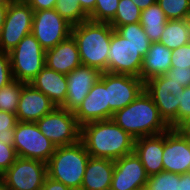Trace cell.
Segmentation results:
<instances>
[{"instance_id":"obj_28","label":"cell","mask_w":190,"mask_h":190,"mask_svg":"<svg viewBox=\"0 0 190 190\" xmlns=\"http://www.w3.org/2000/svg\"><path fill=\"white\" fill-rule=\"evenodd\" d=\"M54 9L72 26L89 20L77 0H57Z\"/></svg>"},{"instance_id":"obj_24","label":"cell","mask_w":190,"mask_h":190,"mask_svg":"<svg viewBox=\"0 0 190 190\" xmlns=\"http://www.w3.org/2000/svg\"><path fill=\"white\" fill-rule=\"evenodd\" d=\"M167 21L157 2L141 10L140 24L151 42H159Z\"/></svg>"},{"instance_id":"obj_42","label":"cell","mask_w":190,"mask_h":190,"mask_svg":"<svg viewBox=\"0 0 190 190\" xmlns=\"http://www.w3.org/2000/svg\"><path fill=\"white\" fill-rule=\"evenodd\" d=\"M176 129L184 136L190 139V115L186 117Z\"/></svg>"},{"instance_id":"obj_20","label":"cell","mask_w":190,"mask_h":190,"mask_svg":"<svg viewBox=\"0 0 190 190\" xmlns=\"http://www.w3.org/2000/svg\"><path fill=\"white\" fill-rule=\"evenodd\" d=\"M133 152L140 159L148 176L164 171L163 133L135 139Z\"/></svg>"},{"instance_id":"obj_36","label":"cell","mask_w":190,"mask_h":190,"mask_svg":"<svg viewBox=\"0 0 190 190\" xmlns=\"http://www.w3.org/2000/svg\"><path fill=\"white\" fill-rule=\"evenodd\" d=\"M165 75L169 79L180 83L183 87L190 86V67H171Z\"/></svg>"},{"instance_id":"obj_19","label":"cell","mask_w":190,"mask_h":190,"mask_svg":"<svg viewBox=\"0 0 190 190\" xmlns=\"http://www.w3.org/2000/svg\"><path fill=\"white\" fill-rule=\"evenodd\" d=\"M45 65L64 75L82 65L77 44L72 36L46 50Z\"/></svg>"},{"instance_id":"obj_45","label":"cell","mask_w":190,"mask_h":190,"mask_svg":"<svg viewBox=\"0 0 190 190\" xmlns=\"http://www.w3.org/2000/svg\"><path fill=\"white\" fill-rule=\"evenodd\" d=\"M187 26H188V32H189V38H190V14L185 18Z\"/></svg>"},{"instance_id":"obj_21","label":"cell","mask_w":190,"mask_h":190,"mask_svg":"<svg viewBox=\"0 0 190 190\" xmlns=\"http://www.w3.org/2000/svg\"><path fill=\"white\" fill-rule=\"evenodd\" d=\"M30 84L51 99L56 107H61L65 103L68 86L66 75L45 65Z\"/></svg>"},{"instance_id":"obj_18","label":"cell","mask_w":190,"mask_h":190,"mask_svg":"<svg viewBox=\"0 0 190 190\" xmlns=\"http://www.w3.org/2000/svg\"><path fill=\"white\" fill-rule=\"evenodd\" d=\"M55 108L56 105L51 99L30 83L25 84L21 90L16 110L17 120L19 122H36Z\"/></svg>"},{"instance_id":"obj_3","label":"cell","mask_w":190,"mask_h":190,"mask_svg":"<svg viewBox=\"0 0 190 190\" xmlns=\"http://www.w3.org/2000/svg\"><path fill=\"white\" fill-rule=\"evenodd\" d=\"M111 119L135 139L161 134L171 128L145 89L129 105L116 111Z\"/></svg>"},{"instance_id":"obj_47","label":"cell","mask_w":190,"mask_h":190,"mask_svg":"<svg viewBox=\"0 0 190 190\" xmlns=\"http://www.w3.org/2000/svg\"><path fill=\"white\" fill-rule=\"evenodd\" d=\"M0 190H6L5 187H4V184L3 182L0 180Z\"/></svg>"},{"instance_id":"obj_40","label":"cell","mask_w":190,"mask_h":190,"mask_svg":"<svg viewBox=\"0 0 190 190\" xmlns=\"http://www.w3.org/2000/svg\"><path fill=\"white\" fill-rule=\"evenodd\" d=\"M80 7L82 8L83 12L89 16L94 8H95V4H96V0H77Z\"/></svg>"},{"instance_id":"obj_26","label":"cell","mask_w":190,"mask_h":190,"mask_svg":"<svg viewBox=\"0 0 190 190\" xmlns=\"http://www.w3.org/2000/svg\"><path fill=\"white\" fill-rule=\"evenodd\" d=\"M25 84L13 79L0 89V111L16 114L21 90Z\"/></svg>"},{"instance_id":"obj_25","label":"cell","mask_w":190,"mask_h":190,"mask_svg":"<svg viewBox=\"0 0 190 190\" xmlns=\"http://www.w3.org/2000/svg\"><path fill=\"white\" fill-rule=\"evenodd\" d=\"M159 43L170 50L190 43L188 26L185 19L168 20L162 32Z\"/></svg>"},{"instance_id":"obj_10","label":"cell","mask_w":190,"mask_h":190,"mask_svg":"<svg viewBox=\"0 0 190 190\" xmlns=\"http://www.w3.org/2000/svg\"><path fill=\"white\" fill-rule=\"evenodd\" d=\"M33 9L24 0H14L8 7L0 32V50L9 53L32 33Z\"/></svg>"},{"instance_id":"obj_44","label":"cell","mask_w":190,"mask_h":190,"mask_svg":"<svg viewBox=\"0 0 190 190\" xmlns=\"http://www.w3.org/2000/svg\"><path fill=\"white\" fill-rule=\"evenodd\" d=\"M10 4H0V32L5 22L6 13Z\"/></svg>"},{"instance_id":"obj_41","label":"cell","mask_w":190,"mask_h":190,"mask_svg":"<svg viewBox=\"0 0 190 190\" xmlns=\"http://www.w3.org/2000/svg\"><path fill=\"white\" fill-rule=\"evenodd\" d=\"M178 190H190V173L178 174Z\"/></svg>"},{"instance_id":"obj_22","label":"cell","mask_w":190,"mask_h":190,"mask_svg":"<svg viewBox=\"0 0 190 190\" xmlns=\"http://www.w3.org/2000/svg\"><path fill=\"white\" fill-rule=\"evenodd\" d=\"M114 160L90 157L80 190H110Z\"/></svg>"},{"instance_id":"obj_27","label":"cell","mask_w":190,"mask_h":190,"mask_svg":"<svg viewBox=\"0 0 190 190\" xmlns=\"http://www.w3.org/2000/svg\"><path fill=\"white\" fill-rule=\"evenodd\" d=\"M140 16L141 9L136 6L132 0H119L116 14L109 24L115 30L119 26L130 23H139Z\"/></svg>"},{"instance_id":"obj_14","label":"cell","mask_w":190,"mask_h":190,"mask_svg":"<svg viewBox=\"0 0 190 190\" xmlns=\"http://www.w3.org/2000/svg\"><path fill=\"white\" fill-rule=\"evenodd\" d=\"M162 163L166 172L190 173V139L176 128L163 133Z\"/></svg>"},{"instance_id":"obj_30","label":"cell","mask_w":190,"mask_h":190,"mask_svg":"<svg viewBox=\"0 0 190 190\" xmlns=\"http://www.w3.org/2000/svg\"><path fill=\"white\" fill-rule=\"evenodd\" d=\"M168 20L185 19L190 14V0H157Z\"/></svg>"},{"instance_id":"obj_4","label":"cell","mask_w":190,"mask_h":190,"mask_svg":"<svg viewBox=\"0 0 190 190\" xmlns=\"http://www.w3.org/2000/svg\"><path fill=\"white\" fill-rule=\"evenodd\" d=\"M114 28L109 23L84 21L72 27L81 64L108 72V52Z\"/></svg>"},{"instance_id":"obj_16","label":"cell","mask_w":190,"mask_h":190,"mask_svg":"<svg viewBox=\"0 0 190 190\" xmlns=\"http://www.w3.org/2000/svg\"><path fill=\"white\" fill-rule=\"evenodd\" d=\"M111 190H145L148 175L133 152L114 160Z\"/></svg>"},{"instance_id":"obj_7","label":"cell","mask_w":190,"mask_h":190,"mask_svg":"<svg viewBox=\"0 0 190 190\" xmlns=\"http://www.w3.org/2000/svg\"><path fill=\"white\" fill-rule=\"evenodd\" d=\"M145 91L152 97L161 117L171 127L178 126V108L184 87L166 75L144 82Z\"/></svg>"},{"instance_id":"obj_13","label":"cell","mask_w":190,"mask_h":190,"mask_svg":"<svg viewBox=\"0 0 190 190\" xmlns=\"http://www.w3.org/2000/svg\"><path fill=\"white\" fill-rule=\"evenodd\" d=\"M106 90L109 103V119L129 105L144 90V81L136 76L106 72Z\"/></svg>"},{"instance_id":"obj_15","label":"cell","mask_w":190,"mask_h":190,"mask_svg":"<svg viewBox=\"0 0 190 190\" xmlns=\"http://www.w3.org/2000/svg\"><path fill=\"white\" fill-rule=\"evenodd\" d=\"M73 113L81 127L90 122L109 120L106 72L101 73L100 78Z\"/></svg>"},{"instance_id":"obj_8","label":"cell","mask_w":190,"mask_h":190,"mask_svg":"<svg viewBox=\"0 0 190 190\" xmlns=\"http://www.w3.org/2000/svg\"><path fill=\"white\" fill-rule=\"evenodd\" d=\"M39 130L56 146H68L80 141L81 126L72 111L56 107L36 121Z\"/></svg>"},{"instance_id":"obj_29","label":"cell","mask_w":190,"mask_h":190,"mask_svg":"<svg viewBox=\"0 0 190 190\" xmlns=\"http://www.w3.org/2000/svg\"><path fill=\"white\" fill-rule=\"evenodd\" d=\"M145 190H178V174L162 171L150 175Z\"/></svg>"},{"instance_id":"obj_39","label":"cell","mask_w":190,"mask_h":190,"mask_svg":"<svg viewBox=\"0 0 190 190\" xmlns=\"http://www.w3.org/2000/svg\"><path fill=\"white\" fill-rule=\"evenodd\" d=\"M41 190H72L63 183L46 176Z\"/></svg>"},{"instance_id":"obj_5","label":"cell","mask_w":190,"mask_h":190,"mask_svg":"<svg viewBox=\"0 0 190 190\" xmlns=\"http://www.w3.org/2000/svg\"><path fill=\"white\" fill-rule=\"evenodd\" d=\"M89 158L90 155L81 141L56 147L46 163L47 176L72 190H80Z\"/></svg>"},{"instance_id":"obj_12","label":"cell","mask_w":190,"mask_h":190,"mask_svg":"<svg viewBox=\"0 0 190 190\" xmlns=\"http://www.w3.org/2000/svg\"><path fill=\"white\" fill-rule=\"evenodd\" d=\"M72 27L54 8L34 11L32 34L45 51L69 38Z\"/></svg>"},{"instance_id":"obj_17","label":"cell","mask_w":190,"mask_h":190,"mask_svg":"<svg viewBox=\"0 0 190 190\" xmlns=\"http://www.w3.org/2000/svg\"><path fill=\"white\" fill-rule=\"evenodd\" d=\"M100 75L101 72L98 69L84 65L67 74V96L61 108L74 112L100 78Z\"/></svg>"},{"instance_id":"obj_2","label":"cell","mask_w":190,"mask_h":190,"mask_svg":"<svg viewBox=\"0 0 190 190\" xmlns=\"http://www.w3.org/2000/svg\"><path fill=\"white\" fill-rule=\"evenodd\" d=\"M80 141L90 157L117 160L134 151L135 138L112 119L90 122L81 127Z\"/></svg>"},{"instance_id":"obj_33","label":"cell","mask_w":190,"mask_h":190,"mask_svg":"<svg viewBox=\"0 0 190 190\" xmlns=\"http://www.w3.org/2000/svg\"><path fill=\"white\" fill-rule=\"evenodd\" d=\"M17 154L13 145H6L0 140V176L15 162Z\"/></svg>"},{"instance_id":"obj_46","label":"cell","mask_w":190,"mask_h":190,"mask_svg":"<svg viewBox=\"0 0 190 190\" xmlns=\"http://www.w3.org/2000/svg\"><path fill=\"white\" fill-rule=\"evenodd\" d=\"M14 0H0V4H11Z\"/></svg>"},{"instance_id":"obj_34","label":"cell","mask_w":190,"mask_h":190,"mask_svg":"<svg viewBox=\"0 0 190 190\" xmlns=\"http://www.w3.org/2000/svg\"><path fill=\"white\" fill-rule=\"evenodd\" d=\"M171 67H190V43L172 50Z\"/></svg>"},{"instance_id":"obj_38","label":"cell","mask_w":190,"mask_h":190,"mask_svg":"<svg viewBox=\"0 0 190 190\" xmlns=\"http://www.w3.org/2000/svg\"><path fill=\"white\" fill-rule=\"evenodd\" d=\"M33 11L53 9L57 0H24Z\"/></svg>"},{"instance_id":"obj_6","label":"cell","mask_w":190,"mask_h":190,"mask_svg":"<svg viewBox=\"0 0 190 190\" xmlns=\"http://www.w3.org/2000/svg\"><path fill=\"white\" fill-rule=\"evenodd\" d=\"M9 55L13 79L26 84L45 66L46 51L32 33L25 36Z\"/></svg>"},{"instance_id":"obj_11","label":"cell","mask_w":190,"mask_h":190,"mask_svg":"<svg viewBox=\"0 0 190 190\" xmlns=\"http://www.w3.org/2000/svg\"><path fill=\"white\" fill-rule=\"evenodd\" d=\"M46 176L45 162L17 157L0 180L6 190H41Z\"/></svg>"},{"instance_id":"obj_31","label":"cell","mask_w":190,"mask_h":190,"mask_svg":"<svg viewBox=\"0 0 190 190\" xmlns=\"http://www.w3.org/2000/svg\"><path fill=\"white\" fill-rule=\"evenodd\" d=\"M119 0H96L93 12L88 16L90 21L109 23L115 16Z\"/></svg>"},{"instance_id":"obj_32","label":"cell","mask_w":190,"mask_h":190,"mask_svg":"<svg viewBox=\"0 0 190 190\" xmlns=\"http://www.w3.org/2000/svg\"><path fill=\"white\" fill-rule=\"evenodd\" d=\"M17 122L16 114L0 111V140H2L4 144L13 145Z\"/></svg>"},{"instance_id":"obj_23","label":"cell","mask_w":190,"mask_h":190,"mask_svg":"<svg viewBox=\"0 0 190 190\" xmlns=\"http://www.w3.org/2000/svg\"><path fill=\"white\" fill-rule=\"evenodd\" d=\"M172 50L159 42H151L150 48L143 57L140 78L148 79L165 75L171 68Z\"/></svg>"},{"instance_id":"obj_1","label":"cell","mask_w":190,"mask_h":190,"mask_svg":"<svg viewBox=\"0 0 190 190\" xmlns=\"http://www.w3.org/2000/svg\"><path fill=\"white\" fill-rule=\"evenodd\" d=\"M151 41L139 23H130L113 30L108 52V72L140 78L143 57Z\"/></svg>"},{"instance_id":"obj_43","label":"cell","mask_w":190,"mask_h":190,"mask_svg":"<svg viewBox=\"0 0 190 190\" xmlns=\"http://www.w3.org/2000/svg\"><path fill=\"white\" fill-rule=\"evenodd\" d=\"M133 3L138 6L141 10L148 8L150 5H153L157 0H132Z\"/></svg>"},{"instance_id":"obj_35","label":"cell","mask_w":190,"mask_h":190,"mask_svg":"<svg viewBox=\"0 0 190 190\" xmlns=\"http://www.w3.org/2000/svg\"><path fill=\"white\" fill-rule=\"evenodd\" d=\"M12 80L10 55L0 50V89Z\"/></svg>"},{"instance_id":"obj_9","label":"cell","mask_w":190,"mask_h":190,"mask_svg":"<svg viewBox=\"0 0 190 190\" xmlns=\"http://www.w3.org/2000/svg\"><path fill=\"white\" fill-rule=\"evenodd\" d=\"M13 146L18 157L47 163L56 146L39 130L36 122H17Z\"/></svg>"},{"instance_id":"obj_37","label":"cell","mask_w":190,"mask_h":190,"mask_svg":"<svg viewBox=\"0 0 190 190\" xmlns=\"http://www.w3.org/2000/svg\"><path fill=\"white\" fill-rule=\"evenodd\" d=\"M178 108V125L190 115V86L184 87Z\"/></svg>"}]
</instances>
